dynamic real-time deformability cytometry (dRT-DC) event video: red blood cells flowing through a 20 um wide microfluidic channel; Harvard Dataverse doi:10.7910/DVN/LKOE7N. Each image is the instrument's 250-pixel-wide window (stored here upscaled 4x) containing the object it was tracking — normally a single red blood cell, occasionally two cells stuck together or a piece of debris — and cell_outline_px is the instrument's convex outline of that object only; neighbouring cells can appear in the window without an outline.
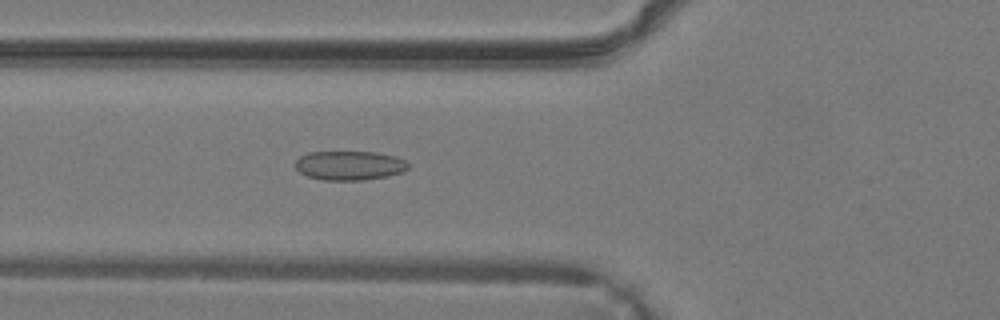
{"species": "common noctule bat (a hibernating species)", "species_latin": "Nyctalus noctula", "temperature_condition": "warm", "stored_images_in_passage": 38, "camera_frame_rate_fps": 3000, "um_per_image_px": 0.085, "animal": {"sex": "male", "body_mass_g": 19.2, "forearm_length_mm": 51.8}, "frame": {"image": 1, "passage_image": 14, "time_ms": 4.333, "image_size_px": [1000, 320], "cell_outline_px": [[408, 168], [404, 172], [388, 176], [360, 180], [324, 180], [308, 176], [300, 172], [296, 168], [296, 160], [300, 156], [308, 152], [376, 152], [396, 156], [404, 160], [408, 164]], "centroid_in_image_um": [29.72, 14.06], "position_along_channel_um": 96.1, "area_um2": 19.19}}
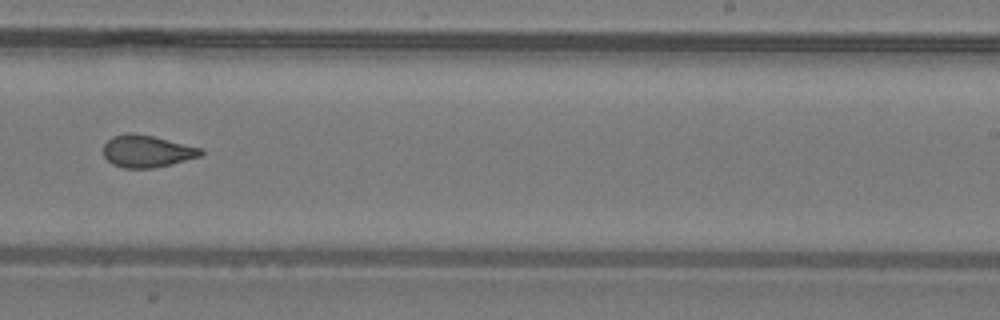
{"frame": {"image": 2, "passage_image": 24, "time_ms": 7.667, "image_size_px": [1000, 320], "cell_outline_px": [[204, 152], [200, 156], [172, 164], [152, 168], [124, 168], [112, 164], [104, 156], [104, 144], [112, 136], [128, 132], [132, 132], [152, 136], [204, 148]], "centroid_in_image_um": [12.5, 12.85], "position_along_channel_um": 276.5, "area_um2": 18.32}}
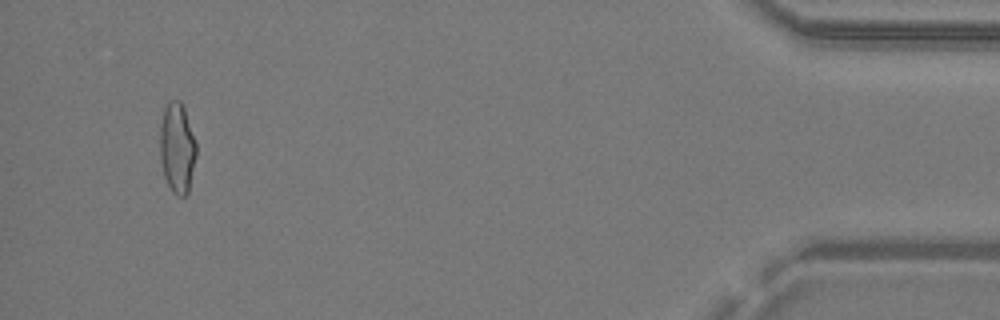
{"frame": {"image": 3, "passage_image": 36, "time_ms": 11.667, "image_size_px": [1000, 320], "cell_outline_px": [[196, 156], [188, 192], [184, 196], [176, 196], [172, 192], [164, 176], [160, 156], [160, 124], [164, 108], [168, 100], [180, 100], [184, 108], [196, 144]], "centroid_in_image_um": [15.04, 12.57], "position_along_channel_um": 420.2, "area_um2": 19.07}}